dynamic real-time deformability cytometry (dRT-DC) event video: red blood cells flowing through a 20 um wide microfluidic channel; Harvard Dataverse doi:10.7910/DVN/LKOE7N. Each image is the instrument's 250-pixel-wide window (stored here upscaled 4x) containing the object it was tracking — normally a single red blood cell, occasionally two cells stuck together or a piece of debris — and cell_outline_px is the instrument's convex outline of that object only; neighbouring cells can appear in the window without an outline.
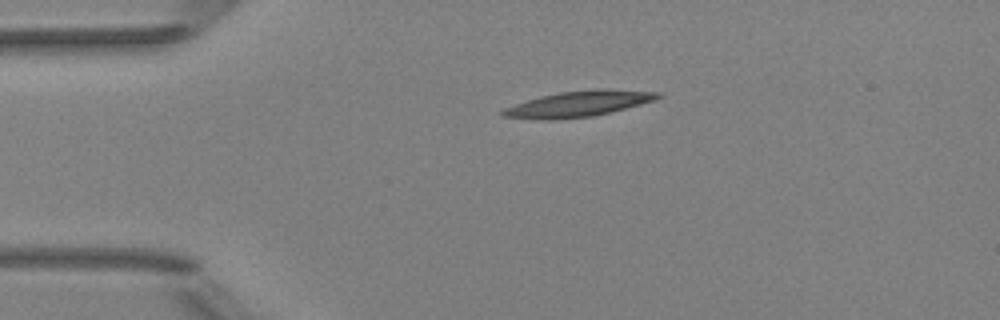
{"species": "Egyptian fruit bat (a non-hibernating species)", "species_latin": "Rousettus aegyptiacus", "temperature_condition": "room temperature", "stored_images_in_passage": 41, "camera_frame_rate_fps": 3000, "um_per_image_px": 0.085, "animal": {"sex": "female"}, "frame": {"image": 1, "passage_image": 1, "time_ms": 0.0, "image_size_px": [1000, 320], "cell_outline_px": [[664, 96], [656, 100], [592, 116], [556, 120], [540, 120], [500, 116], [500, 112], [504, 108], [540, 96], [560, 92], [592, 88], [604, 88], [664, 92]], "centroid_in_image_um": [49.21, 8.81], "position_along_channel_um": 35.8, "area_um2": 23.52}}
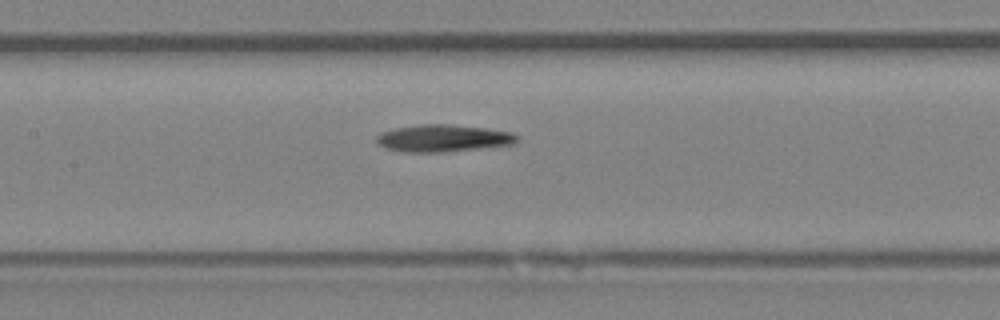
{"frame": {"image": 2, "passage_image": 14, "time_ms": 4.333, "image_size_px": [1000, 320], "cell_outline_px": [[520, 140], [516, 144], [444, 152], [400, 152], [384, 148], [376, 144], [376, 136], [380, 132], [396, 128], [420, 124], [448, 124], [488, 128], [512, 132], [520, 136]], "centroid_in_image_um": [37.68, 11.75], "position_along_channel_um": 169.7, "area_um2": 22.66}}
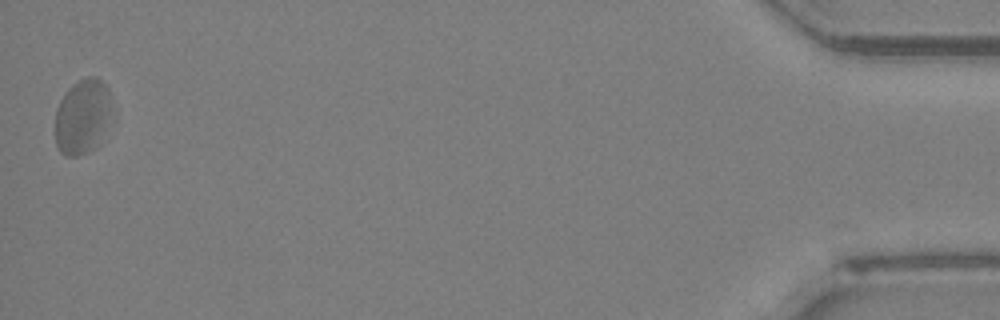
{"frame": {"image": 3, "passage_image": 41, "time_ms": 13.333, "image_size_px": [1000, 320], "cell_outline_px": [[108, 112], [96, 148], [76, 156], [64, 156], [60, 152], [56, 144], [56, 108], [60, 100], [68, 88], [72, 84], [88, 76], [96, 76], [108, 88]], "centroid_in_image_um": [6.92, 9.9], "position_along_channel_um": 428.3, "area_um2": 23.81}, "authors_computed_cell_mechanics": {"area_um2": 22.4264, "velocity_mm_per_s": 3.9314, "shape_relaxation_time_tau1_ms": 8.548, "shape_relaxation_time_tau2_ms": 9.8765, "deformation_change_tau1": 0.1931, "deformation_change_tau2": 0.2112}}